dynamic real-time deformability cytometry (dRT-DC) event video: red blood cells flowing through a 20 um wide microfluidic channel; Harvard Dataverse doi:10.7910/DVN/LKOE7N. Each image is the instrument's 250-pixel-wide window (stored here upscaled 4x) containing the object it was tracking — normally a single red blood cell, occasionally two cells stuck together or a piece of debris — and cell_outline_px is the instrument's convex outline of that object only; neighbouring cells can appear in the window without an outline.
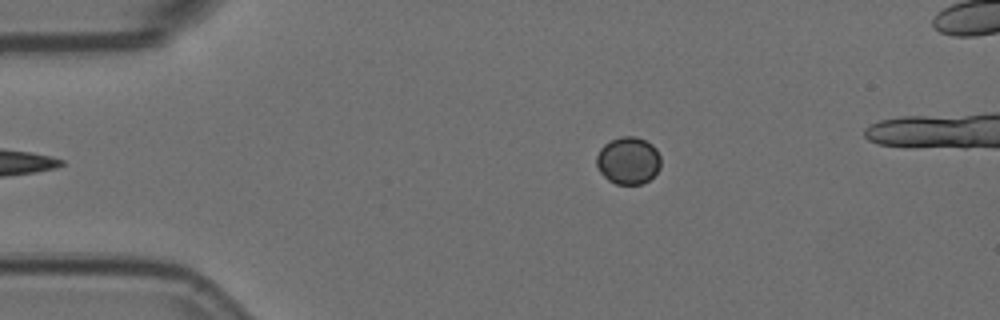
{"species": "Egyptian fruit bat (a non-hibernating species)", "species_latin": "Rousettus aegyptiacus", "temperature_condition": "room temperature", "stored_images_in_passage": 4, "camera_frame_rate_fps": 3000, "um_per_image_px": 0.085, "animal": {"sex": "female"}, "frame": {"image": 1, "passage_image": 1, "time_ms": 0.0, "image_size_px": [1000, 320], "cell_outline_px": [[660, 168], [648, 180], [640, 184], [616, 184], [608, 180], [600, 172], [596, 164], [596, 156], [600, 148], [604, 144], [620, 136], [636, 136], [652, 144], [656, 148], [660, 156]], "centroid_in_image_um": [53.39, 13.64], "position_along_channel_um": 31.6, "area_um2": 17.74}}
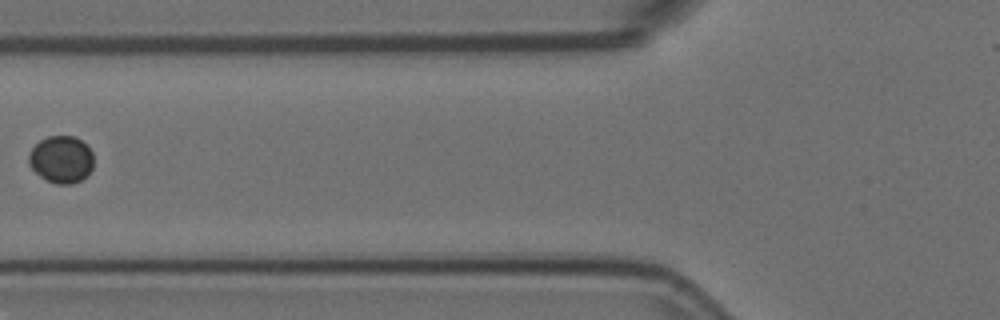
{"frame": {"image": 2, "passage_image": 4, "time_ms": 1.0, "image_size_px": [1000, 320], "cell_outline_px": [[92, 168], [88, 176], [72, 184], [56, 184], [40, 176], [28, 164], [28, 156], [32, 148], [40, 140], [48, 136], [76, 136], [92, 152]], "centroid_in_image_um": [5.2, 13.55], "position_along_channel_um": 120.6, "area_um2": 17.74}}